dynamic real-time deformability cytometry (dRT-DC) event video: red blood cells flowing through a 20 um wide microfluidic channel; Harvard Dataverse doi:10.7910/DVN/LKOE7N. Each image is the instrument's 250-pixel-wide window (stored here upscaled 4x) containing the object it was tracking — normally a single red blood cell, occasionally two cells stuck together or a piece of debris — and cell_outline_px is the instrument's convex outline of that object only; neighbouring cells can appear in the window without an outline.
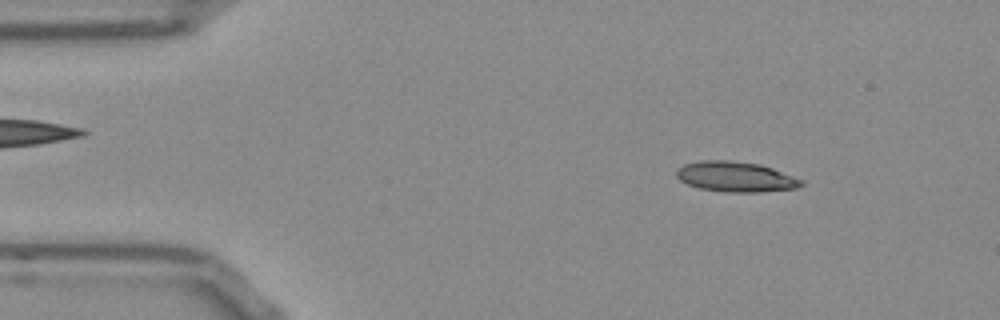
{"species": "Egyptian fruit bat (a non-hibernating species)", "species_latin": "Rousettus aegyptiacus", "temperature_condition": "room temperature", "stored_images_in_passage": 48, "camera_frame_rate_fps": 3000, "um_per_image_px": 0.085, "frame": {"image": 1, "passage_image": 3, "time_ms": 0.667, "image_size_px": [1000, 320], "cell_outline_px": [[804, 184], [800, 188], [760, 192], [724, 192], [700, 188], [688, 184], [680, 180], [676, 176], [676, 168], [684, 164], [700, 160], [728, 160], [760, 164], [772, 168], [804, 180]], "centroid_in_image_um": [62.54, 15.02], "position_along_channel_um": 22.5, "area_um2": 22.2}}
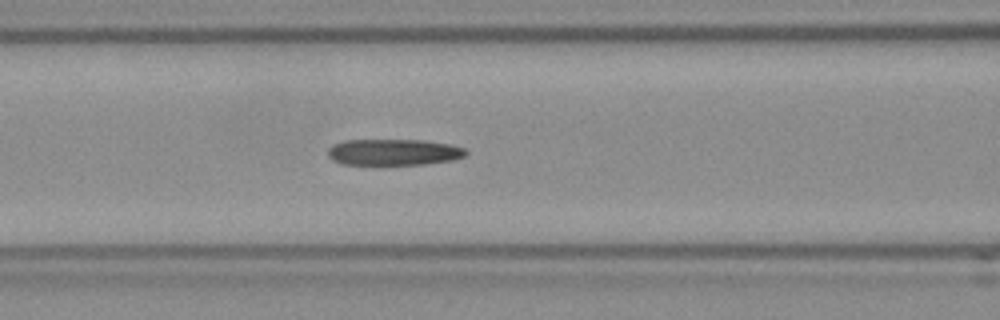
{"frame": {"image": 2, "passage_image": 17, "time_ms": 5.333, "image_size_px": [1000, 320], "cell_outline_px": [[468, 152], [464, 156], [452, 160], [424, 164], [340, 164], [332, 160], [328, 156], [328, 148], [332, 144], [344, 140], [424, 140], [452, 144], [464, 148]], "centroid_in_image_um": [33.44, 12.92], "position_along_channel_um": 133.2, "area_um2": 21.21}}
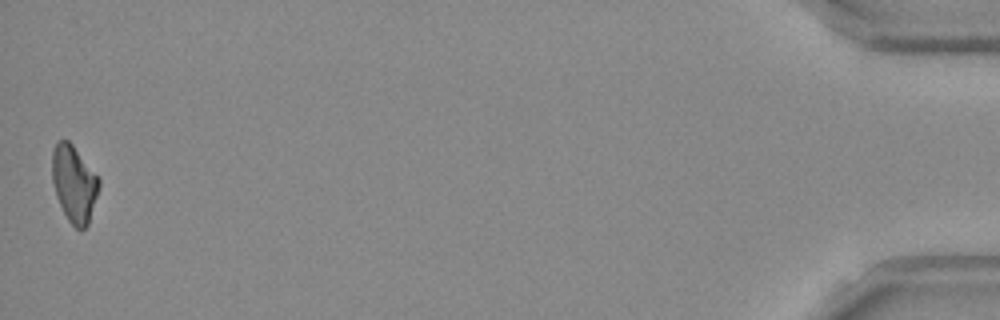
{"frame": {"image": 3, "passage_image": 48, "time_ms": 15.667, "image_size_px": [1000, 320], "cell_outline_px": [[100, 184], [88, 224], [80, 232], [68, 220], [56, 196], [52, 180], [52, 148], [56, 140], [68, 140], [72, 144], [100, 180]], "centroid_in_image_um": [6.27, 15.6], "position_along_channel_um": 428.9, "area_um2": 20.75}, "authors_computed_cell_mechanics": {"area_um2": 21.7906, "velocity_mm_per_s": 3.8326, "shape_relaxation_time_tau1_ms": null, "shape_relaxation_time_tau2_ms": 4.5084, "deformation_change_tau1": null, "deformation_change_tau2": 0.1552}}